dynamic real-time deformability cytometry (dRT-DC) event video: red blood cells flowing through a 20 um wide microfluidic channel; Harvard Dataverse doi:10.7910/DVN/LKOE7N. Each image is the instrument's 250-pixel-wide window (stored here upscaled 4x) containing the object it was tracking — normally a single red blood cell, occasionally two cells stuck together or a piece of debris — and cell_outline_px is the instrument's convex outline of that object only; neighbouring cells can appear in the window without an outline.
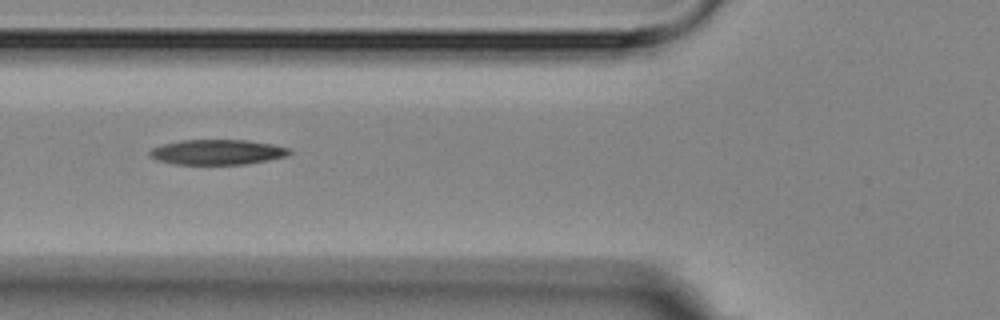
{"species": "Egyptian fruit bat (a non-hibernating species)", "species_latin": "Rousettus aegyptiacus", "temperature_condition": "room temperature", "stored_images_in_passage": 16, "camera_frame_rate_fps": 3000, "um_per_image_px": 0.085, "animal": {"sex": "female"}, "frame": {"image": 1, "passage_image": 6, "time_ms": 5.667, "image_size_px": [1000, 320], "cell_outline_px": [[292, 152], [288, 156], [268, 160], [244, 164], [176, 164], [156, 160], [148, 156], [148, 152], [152, 148], [164, 144], [184, 140], [248, 140], [272, 144], [292, 148]], "centroid_in_image_um": [18.5, 12.93], "position_along_channel_um": 107.3, "area_um2": 20.52}}
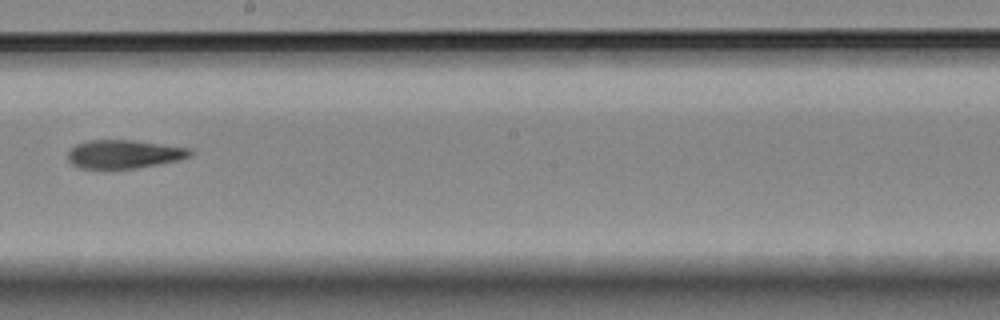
{"frame": {"image": 2, "passage_image": 9, "time_ms": 9.333, "image_size_px": [1000, 320], "cell_outline_px": [[196, 152], [192, 156], [180, 160], [132, 168], [104, 172], [80, 168], [72, 164], [68, 160], [68, 152], [76, 144], [88, 140], [132, 140], [192, 148]], "centroid_in_image_um": [10.54, 13.13], "position_along_channel_um": 237.7, "area_um2": 21.04}}
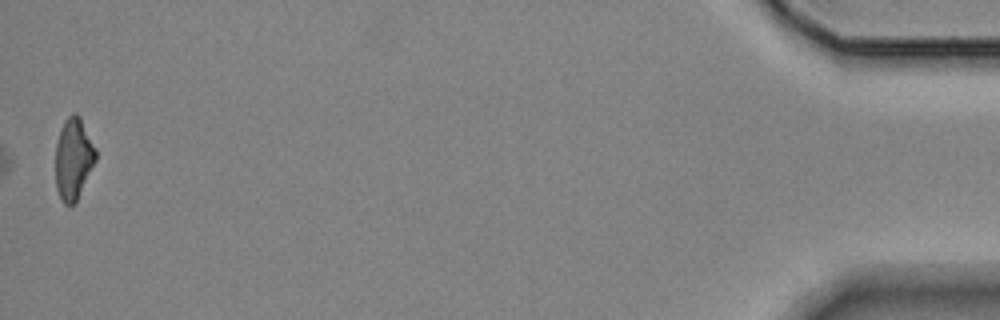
{"frame": {"image": 3, "passage_image": 16, "time_ms": 17.333, "image_size_px": [1000, 320], "cell_outline_px": [[96, 160], [76, 200], [72, 204], [64, 204], [60, 200], [56, 188], [56, 140], [60, 128], [64, 120], [72, 112], [76, 112], [80, 116], [96, 148]], "centroid_in_image_um": [6.23, 13.44], "position_along_channel_um": 429.0, "area_um2": 19.13}, "authors_computed_cell_mechanics": {"area_um2": 21.5594, "velocity_mm_per_s": 3.5653, "shape_relaxation_time_tau1_ms": 9.8338, "shape_relaxation_time_tau2_ms": 5.4292, "deformation_change_tau1": 0.25, "deformation_change_tau2": 0.1638}}